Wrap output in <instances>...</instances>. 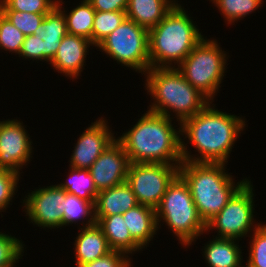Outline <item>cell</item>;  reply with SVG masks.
<instances>
[{
	"mask_svg": "<svg viewBox=\"0 0 266 267\" xmlns=\"http://www.w3.org/2000/svg\"><path fill=\"white\" fill-rule=\"evenodd\" d=\"M131 258L128 254L112 250L107 255L97 258L94 261L87 262L79 267H131Z\"/></svg>",
	"mask_w": 266,
	"mask_h": 267,
	"instance_id": "cell-34",
	"label": "cell"
},
{
	"mask_svg": "<svg viewBox=\"0 0 266 267\" xmlns=\"http://www.w3.org/2000/svg\"><path fill=\"white\" fill-rule=\"evenodd\" d=\"M179 2L178 0H128L127 18L150 30Z\"/></svg>",
	"mask_w": 266,
	"mask_h": 267,
	"instance_id": "cell-19",
	"label": "cell"
},
{
	"mask_svg": "<svg viewBox=\"0 0 266 267\" xmlns=\"http://www.w3.org/2000/svg\"><path fill=\"white\" fill-rule=\"evenodd\" d=\"M0 12L25 36L33 35L46 16V14L27 13L14 10H0Z\"/></svg>",
	"mask_w": 266,
	"mask_h": 267,
	"instance_id": "cell-32",
	"label": "cell"
},
{
	"mask_svg": "<svg viewBox=\"0 0 266 267\" xmlns=\"http://www.w3.org/2000/svg\"><path fill=\"white\" fill-rule=\"evenodd\" d=\"M129 165L123 145L115 139L89 169L98 192L125 182Z\"/></svg>",
	"mask_w": 266,
	"mask_h": 267,
	"instance_id": "cell-14",
	"label": "cell"
},
{
	"mask_svg": "<svg viewBox=\"0 0 266 267\" xmlns=\"http://www.w3.org/2000/svg\"><path fill=\"white\" fill-rule=\"evenodd\" d=\"M95 11L100 12H126L128 0H87Z\"/></svg>",
	"mask_w": 266,
	"mask_h": 267,
	"instance_id": "cell-36",
	"label": "cell"
},
{
	"mask_svg": "<svg viewBox=\"0 0 266 267\" xmlns=\"http://www.w3.org/2000/svg\"><path fill=\"white\" fill-rule=\"evenodd\" d=\"M20 178V175L14 171L0 169V212H5L12 202L17 193Z\"/></svg>",
	"mask_w": 266,
	"mask_h": 267,
	"instance_id": "cell-33",
	"label": "cell"
},
{
	"mask_svg": "<svg viewBox=\"0 0 266 267\" xmlns=\"http://www.w3.org/2000/svg\"><path fill=\"white\" fill-rule=\"evenodd\" d=\"M94 45L92 42L79 35L66 34L53 60L49 63L53 69L58 73H63L64 76L70 77V79H78L81 75L88 55V48Z\"/></svg>",
	"mask_w": 266,
	"mask_h": 267,
	"instance_id": "cell-15",
	"label": "cell"
},
{
	"mask_svg": "<svg viewBox=\"0 0 266 267\" xmlns=\"http://www.w3.org/2000/svg\"><path fill=\"white\" fill-rule=\"evenodd\" d=\"M210 102L204 109L180 123L181 156L189 162H228L230 153L241 131L245 130V118L215 108ZM185 135V137H184ZM192 144L199 154H192L187 144ZM200 155V156H199ZM196 156V157H195Z\"/></svg>",
	"mask_w": 266,
	"mask_h": 267,
	"instance_id": "cell-1",
	"label": "cell"
},
{
	"mask_svg": "<svg viewBox=\"0 0 266 267\" xmlns=\"http://www.w3.org/2000/svg\"><path fill=\"white\" fill-rule=\"evenodd\" d=\"M25 35L0 12V49L20 54Z\"/></svg>",
	"mask_w": 266,
	"mask_h": 267,
	"instance_id": "cell-29",
	"label": "cell"
},
{
	"mask_svg": "<svg viewBox=\"0 0 266 267\" xmlns=\"http://www.w3.org/2000/svg\"><path fill=\"white\" fill-rule=\"evenodd\" d=\"M65 196L66 191L56 184L35 189L23 199V211L30 223L37 227L58 229L63 226L64 208L61 202Z\"/></svg>",
	"mask_w": 266,
	"mask_h": 267,
	"instance_id": "cell-11",
	"label": "cell"
},
{
	"mask_svg": "<svg viewBox=\"0 0 266 267\" xmlns=\"http://www.w3.org/2000/svg\"><path fill=\"white\" fill-rule=\"evenodd\" d=\"M219 46L216 39L204 36L177 67L184 78L211 102L219 92L227 67V53Z\"/></svg>",
	"mask_w": 266,
	"mask_h": 267,
	"instance_id": "cell-7",
	"label": "cell"
},
{
	"mask_svg": "<svg viewBox=\"0 0 266 267\" xmlns=\"http://www.w3.org/2000/svg\"><path fill=\"white\" fill-rule=\"evenodd\" d=\"M67 34L64 13L56 6L46 14L41 25L33 35H39L44 40V61L51 62L56 55L62 38Z\"/></svg>",
	"mask_w": 266,
	"mask_h": 267,
	"instance_id": "cell-21",
	"label": "cell"
},
{
	"mask_svg": "<svg viewBox=\"0 0 266 267\" xmlns=\"http://www.w3.org/2000/svg\"><path fill=\"white\" fill-rule=\"evenodd\" d=\"M155 213L158 230L161 221L165 222L183 247L192 245L206 232V224L197 212L190 189L179 174L167 187Z\"/></svg>",
	"mask_w": 266,
	"mask_h": 267,
	"instance_id": "cell-6",
	"label": "cell"
},
{
	"mask_svg": "<svg viewBox=\"0 0 266 267\" xmlns=\"http://www.w3.org/2000/svg\"><path fill=\"white\" fill-rule=\"evenodd\" d=\"M149 30L134 21L126 20L96 48L122 66L145 74L150 68Z\"/></svg>",
	"mask_w": 266,
	"mask_h": 267,
	"instance_id": "cell-8",
	"label": "cell"
},
{
	"mask_svg": "<svg viewBox=\"0 0 266 267\" xmlns=\"http://www.w3.org/2000/svg\"><path fill=\"white\" fill-rule=\"evenodd\" d=\"M253 191V184L248 179L228 200L225 207L206 223V232L217 230L216 237L225 239L240 240L248 237L247 234L261 224H254Z\"/></svg>",
	"mask_w": 266,
	"mask_h": 267,
	"instance_id": "cell-9",
	"label": "cell"
},
{
	"mask_svg": "<svg viewBox=\"0 0 266 267\" xmlns=\"http://www.w3.org/2000/svg\"><path fill=\"white\" fill-rule=\"evenodd\" d=\"M189 15L177 2L163 20L149 30L150 68H175L176 64L177 68L204 38Z\"/></svg>",
	"mask_w": 266,
	"mask_h": 267,
	"instance_id": "cell-3",
	"label": "cell"
},
{
	"mask_svg": "<svg viewBox=\"0 0 266 267\" xmlns=\"http://www.w3.org/2000/svg\"><path fill=\"white\" fill-rule=\"evenodd\" d=\"M24 126L17 119L0 121V169L19 175L20 170L29 164L33 152V142Z\"/></svg>",
	"mask_w": 266,
	"mask_h": 267,
	"instance_id": "cell-12",
	"label": "cell"
},
{
	"mask_svg": "<svg viewBox=\"0 0 266 267\" xmlns=\"http://www.w3.org/2000/svg\"><path fill=\"white\" fill-rule=\"evenodd\" d=\"M138 205L135 194L125 181L117 186L98 192L95 216L123 214Z\"/></svg>",
	"mask_w": 266,
	"mask_h": 267,
	"instance_id": "cell-18",
	"label": "cell"
},
{
	"mask_svg": "<svg viewBox=\"0 0 266 267\" xmlns=\"http://www.w3.org/2000/svg\"><path fill=\"white\" fill-rule=\"evenodd\" d=\"M58 0H0V10L48 14L56 6Z\"/></svg>",
	"mask_w": 266,
	"mask_h": 267,
	"instance_id": "cell-31",
	"label": "cell"
},
{
	"mask_svg": "<svg viewBox=\"0 0 266 267\" xmlns=\"http://www.w3.org/2000/svg\"><path fill=\"white\" fill-rule=\"evenodd\" d=\"M63 0L57 1V7L64 13L66 19L67 33L79 35L89 39L92 42V28L96 11L87 0H82L79 5L71 9L68 13L64 7ZM67 12V14H66Z\"/></svg>",
	"mask_w": 266,
	"mask_h": 267,
	"instance_id": "cell-23",
	"label": "cell"
},
{
	"mask_svg": "<svg viewBox=\"0 0 266 267\" xmlns=\"http://www.w3.org/2000/svg\"><path fill=\"white\" fill-rule=\"evenodd\" d=\"M79 230L74 243L75 248H73L76 267L94 261L112 251L105 235L96 223L89 227H79Z\"/></svg>",
	"mask_w": 266,
	"mask_h": 267,
	"instance_id": "cell-16",
	"label": "cell"
},
{
	"mask_svg": "<svg viewBox=\"0 0 266 267\" xmlns=\"http://www.w3.org/2000/svg\"><path fill=\"white\" fill-rule=\"evenodd\" d=\"M19 57L27 60L44 61V40L39 35L25 36Z\"/></svg>",
	"mask_w": 266,
	"mask_h": 267,
	"instance_id": "cell-35",
	"label": "cell"
},
{
	"mask_svg": "<svg viewBox=\"0 0 266 267\" xmlns=\"http://www.w3.org/2000/svg\"><path fill=\"white\" fill-rule=\"evenodd\" d=\"M63 204V226L77 225L82 221V228L92 226L96 223L95 220V207L87 200L81 199L76 195L66 192ZM85 222V223H84Z\"/></svg>",
	"mask_w": 266,
	"mask_h": 267,
	"instance_id": "cell-24",
	"label": "cell"
},
{
	"mask_svg": "<svg viewBox=\"0 0 266 267\" xmlns=\"http://www.w3.org/2000/svg\"><path fill=\"white\" fill-rule=\"evenodd\" d=\"M126 18V12L96 11L92 28V44L96 47L102 40L116 30Z\"/></svg>",
	"mask_w": 266,
	"mask_h": 267,
	"instance_id": "cell-27",
	"label": "cell"
},
{
	"mask_svg": "<svg viewBox=\"0 0 266 267\" xmlns=\"http://www.w3.org/2000/svg\"><path fill=\"white\" fill-rule=\"evenodd\" d=\"M115 139L108 122L105 118L100 117L94 123L92 122L77 139L68 161L70 162L69 167L90 169L91 165Z\"/></svg>",
	"mask_w": 266,
	"mask_h": 267,
	"instance_id": "cell-13",
	"label": "cell"
},
{
	"mask_svg": "<svg viewBox=\"0 0 266 267\" xmlns=\"http://www.w3.org/2000/svg\"><path fill=\"white\" fill-rule=\"evenodd\" d=\"M69 175L64 183L57 184L67 193L90 201L94 206L98 196V190L94 184L89 169L69 168Z\"/></svg>",
	"mask_w": 266,
	"mask_h": 267,
	"instance_id": "cell-25",
	"label": "cell"
},
{
	"mask_svg": "<svg viewBox=\"0 0 266 267\" xmlns=\"http://www.w3.org/2000/svg\"><path fill=\"white\" fill-rule=\"evenodd\" d=\"M144 76L145 91L153 97V103L149 105L148 110L168 118L173 112L179 125L211 102L194 88L176 67L149 68Z\"/></svg>",
	"mask_w": 266,
	"mask_h": 267,
	"instance_id": "cell-4",
	"label": "cell"
},
{
	"mask_svg": "<svg viewBox=\"0 0 266 267\" xmlns=\"http://www.w3.org/2000/svg\"><path fill=\"white\" fill-rule=\"evenodd\" d=\"M24 245L21 240L6 232H0V267H15L22 259Z\"/></svg>",
	"mask_w": 266,
	"mask_h": 267,
	"instance_id": "cell-28",
	"label": "cell"
},
{
	"mask_svg": "<svg viewBox=\"0 0 266 267\" xmlns=\"http://www.w3.org/2000/svg\"><path fill=\"white\" fill-rule=\"evenodd\" d=\"M224 163L183 161L179 175L187 183L200 218L206 224L227 204L233 194L248 180L235 183ZM226 171V172H225Z\"/></svg>",
	"mask_w": 266,
	"mask_h": 267,
	"instance_id": "cell-5",
	"label": "cell"
},
{
	"mask_svg": "<svg viewBox=\"0 0 266 267\" xmlns=\"http://www.w3.org/2000/svg\"><path fill=\"white\" fill-rule=\"evenodd\" d=\"M249 245L246 267H266V224L261 222L253 231Z\"/></svg>",
	"mask_w": 266,
	"mask_h": 267,
	"instance_id": "cell-30",
	"label": "cell"
},
{
	"mask_svg": "<svg viewBox=\"0 0 266 267\" xmlns=\"http://www.w3.org/2000/svg\"><path fill=\"white\" fill-rule=\"evenodd\" d=\"M122 215L132 238L142 248L149 246L158 230L155 209L138 204Z\"/></svg>",
	"mask_w": 266,
	"mask_h": 267,
	"instance_id": "cell-20",
	"label": "cell"
},
{
	"mask_svg": "<svg viewBox=\"0 0 266 267\" xmlns=\"http://www.w3.org/2000/svg\"><path fill=\"white\" fill-rule=\"evenodd\" d=\"M172 119L149 110L116 139L123 145L130 163H161L180 165V126L175 129Z\"/></svg>",
	"mask_w": 266,
	"mask_h": 267,
	"instance_id": "cell-2",
	"label": "cell"
},
{
	"mask_svg": "<svg viewBox=\"0 0 266 267\" xmlns=\"http://www.w3.org/2000/svg\"><path fill=\"white\" fill-rule=\"evenodd\" d=\"M180 165L161 163H130L126 182L138 204L156 209L167 187L179 174Z\"/></svg>",
	"mask_w": 266,
	"mask_h": 267,
	"instance_id": "cell-10",
	"label": "cell"
},
{
	"mask_svg": "<svg viewBox=\"0 0 266 267\" xmlns=\"http://www.w3.org/2000/svg\"><path fill=\"white\" fill-rule=\"evenodd\" d=\"M96 224L105 235L112 250L134 254L142 247L132 238L122 214L112 216H95Z\"/></svg>",
	"mask_w": 266,
	"mask_h": 267,
	"instance_id": "cell-17",
	"label": "cell"
},
{
	"mask_svg": "<svg viewBox=\"0 0 266 267\" xmlns=\"http://www.w3.org/2000/svg\"><path fill=\"white\" fill-rule=\"evenodd\" d=\"M223 15L225 22L231 25L255 12L264 3L263 0H210Z\"/></svg>",
	"mask_w": 266,
	"mask_h": 267,
	"instance_id": "cell-26",
	"label": "cell"
},
{
	"mask_svg": "<svg viewBox=\"0 0 266 267\" xmlns=\"http://www.w3.org/2000/svg\"><path fill=\"white\" fill-rule=\"evenodd\" d=\"M236 241L217 237L208 241L203 248L208 267H245L242 266V250Z\"/></svg>",
	"mask_w": 266,
	"mask_h": 267,
	"instance_id": "cell-22",
	"label": "cell"
}]
</instances>
